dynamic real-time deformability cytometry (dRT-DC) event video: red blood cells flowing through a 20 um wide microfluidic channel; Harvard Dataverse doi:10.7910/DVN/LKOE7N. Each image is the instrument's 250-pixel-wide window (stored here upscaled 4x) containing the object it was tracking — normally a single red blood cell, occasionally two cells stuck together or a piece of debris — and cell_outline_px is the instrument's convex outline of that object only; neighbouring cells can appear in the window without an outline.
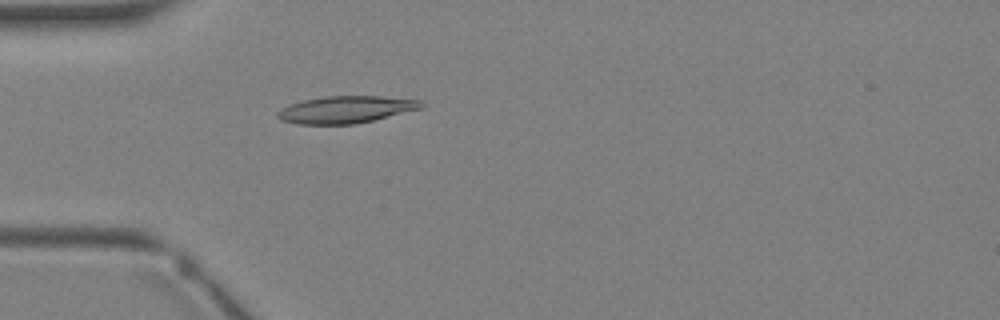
{"species": "Egyptian fruit bat (a non-hibernating species)", "species_latin": "Rousettus aegyptiacus", "temperature_condition": "warm", "stored_images_in_passage": 3, "camera_frame_rate_fps": 3000, "um_per_image_px": 0.085, "animal": {"sex": "female"}, "frame": {"image": 1, "passage_image": 3, "time_ms": 2.333, "image_size_px": [1000, 320], "cell_outline_px": [[424, 104], [420, 108], [372, 120], [352, 124], [300, 124], [280, 120], [276, 116], [276, 112], [280, 108], [288, 104], [304, 100], [324, 96], [380, 96], [420, 100]], "centroid_in_image_um": [29.31, 9.3], "position_along_channel_um": 55.7, "area_um2": 22.48}}